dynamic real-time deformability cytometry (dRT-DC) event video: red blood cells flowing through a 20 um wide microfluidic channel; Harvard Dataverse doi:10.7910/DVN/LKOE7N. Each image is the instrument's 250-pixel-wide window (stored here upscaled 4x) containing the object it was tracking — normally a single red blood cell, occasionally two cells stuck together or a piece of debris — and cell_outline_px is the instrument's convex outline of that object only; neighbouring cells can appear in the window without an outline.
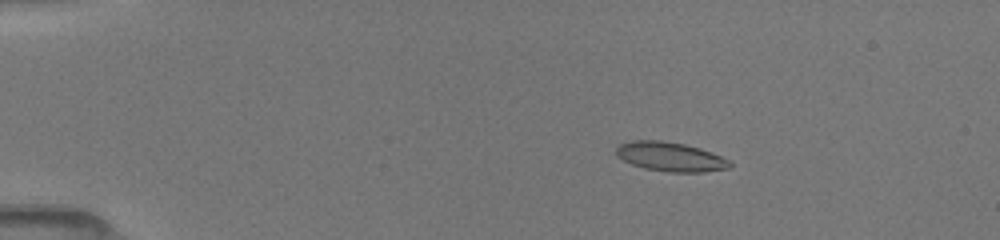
{"species": "common noctule bat (a hibernating species)", "species_latin": "Nyctalus noctula", "temperature_condition": "room temperature", "stored_images_in_passage": 51, "camera_frame_rate_fps": 3000, "um_per_image_px": 0.085, "animal": {"sex": "female", "body_mass_g": 19.5, "forearm_length_mm": 54.1}, "frame": {"image": 1, "passage_image": 9, "time_ms": 2.667, "image_size_px": [1000, 240], "cell_outline_px": [[732, 164], [728, 168], [704, 172], [668, 172], [644, 168], [632, 164], [616, 156], [616, 148], [620, 144], [632, 140], [660, 140], [684, 144], [700, 148], [720, 156], [728, 160]], "centroid_in_image_um": [56.95, 13.32], "position_along_channel_um": 28.0, "area_um2": 19.25}}
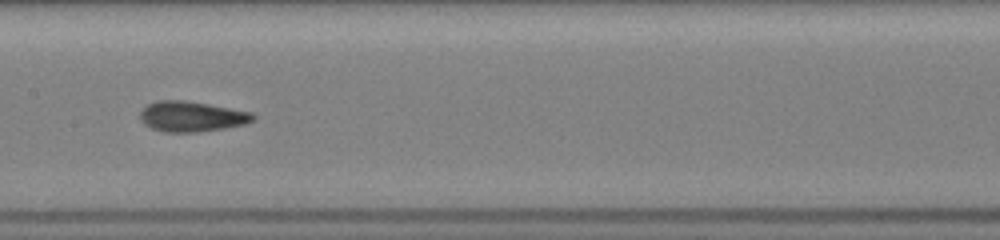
{"frame": {"image": 2, "passage_image": 27, "time_ms": 8.667, "image_size_px": [1000, 240], "cell_outline_px": [[256, 116], [252, 120], [244, 124], [224, 128], [200, 132], [164, 132], [152, 128], [144, 124], [140, 120], [140, 112], [148, 104], [156, 100], [184, 100], [208, 104], [252, 112]], "centroid_in_image_um": [16.27, 9.9], "position_along_channel_um": 191.1, "area_um2": 19.94}}
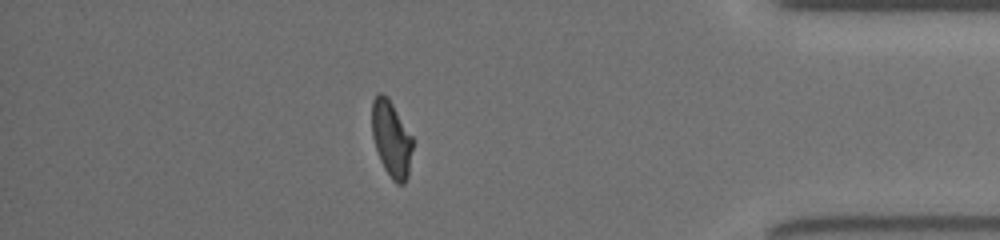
{"frame": {"image": 3, "passage_image": 45, "time_ms": 14.667, "image_size_px": [1000, 240], "cell_outline_px": [[412, 148], [408, 176], [404, 184], [396, 184], [392, 180], [384, 168], [380, 160], [372, 136], [372, 100], [376, 92], [380, 92], [388, 96], [412, 136]], "centroid_in_image_um": [33.25, 11.78], "position_along_channel_um": 401.9, "area_um2": 18.15}, "authors_computed_cell_mechanics": {"area_um2": 19.0162, "velocity_mm_per_s": 4.0465, "shape_relaxation_time_tau1_ms": 4.832, "shape_relaxation_time_tau2_ms": 1.8631, "deformation_change_tau1": 0.1777, "deformation_change_tau2": 0.0512}}